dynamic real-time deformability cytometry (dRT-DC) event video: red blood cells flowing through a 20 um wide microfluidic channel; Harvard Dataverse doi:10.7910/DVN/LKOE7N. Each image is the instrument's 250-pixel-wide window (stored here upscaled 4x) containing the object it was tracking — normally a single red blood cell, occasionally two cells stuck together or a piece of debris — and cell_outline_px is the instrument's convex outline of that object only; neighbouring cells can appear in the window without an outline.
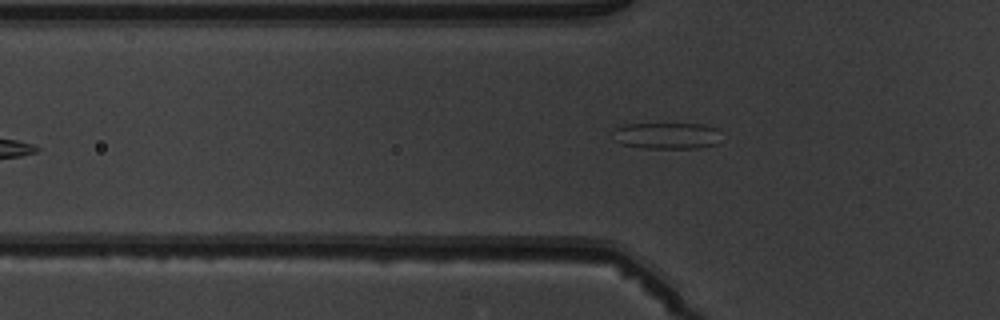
{"species": "common noctule bat (a hibernating species)", "species_latin": "Nyctalus noctula", "temperature_condition": "warm", "stored_images_in_passage": 4, "camera_frame_rate_fps": 3000, "um_per_image_px": 0.085, "animal": {"sex": "male", "body_mass_g": 19.5, "forearm_length_mm": 54.6}, "frame": {"image": 1, "passage_image": 4, "time_ms": 4.333, "image_size_px": [1000, 320], "cell_outline_px": [[720, 144], [700, 148], [644, 148], [624, 144], [616, 140], [612, 132], [616, 128], [624, 124], [704, 124], [716, 128]], "centroid_in_image_um": [56.71, 11.54], "position_along_channel_um": 69.1, "area_um2": 16.65}}